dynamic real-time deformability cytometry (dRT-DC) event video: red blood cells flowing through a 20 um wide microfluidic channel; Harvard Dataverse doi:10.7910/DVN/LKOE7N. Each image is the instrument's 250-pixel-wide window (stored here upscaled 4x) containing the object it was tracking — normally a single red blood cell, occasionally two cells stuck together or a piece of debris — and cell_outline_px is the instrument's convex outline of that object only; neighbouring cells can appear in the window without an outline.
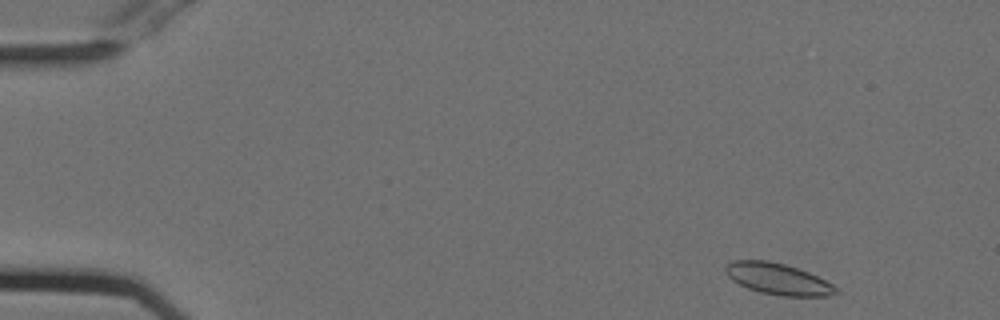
{"species": "Egyptian fruit bat (a non-hibernating species)", "species_latin": "Rousettus aegyptiacus", "temperature_condition": "cold", "stored_images_in_passage": 52, "camera_frame_rate_fps": 3000, "um_per_image_px": 0.085, "animal": {"sex": "female"}, "frame": {"image": 1, "passage_image": 2, "time_ms": 0.333, "image_size_px": [1000, 320], "cell_outline_px": [[840, 292], [828, 296], [780, 296], [760, 292], [748, 288], [732, 280], [728, 276], [724, 268], [732, 260], [768, 260], [784, 264], [808, 272], [840, 288]], "centroid_in_image_um": [66.14, 23.72], "position_along_channel_um": 18.9, "area_um2": 20.11}}
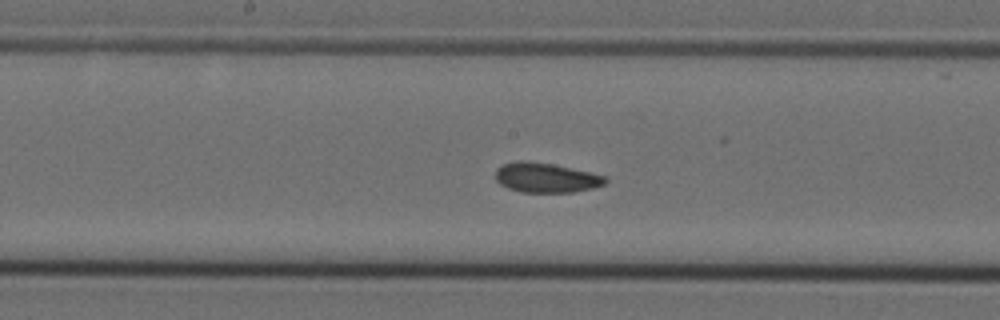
{"frame": {"image": 2, "passage_image": 25, "time_ms": 8.0, "image_size_px": [1000, 320], "cell_outline_px": [[608, 180], [604, 184], [592, 188], [572, 192], [520, 192], [508, 188], [500, 184], [496, 180], [496, 168], [504, 164], [516, 160], [524, 160], [552, 164], [588, 172], [604, 176]], "centroid_in_image_um": [46.36, 15.1], "position_along_channel_um": 201.8, "area_um2": 18.84}}
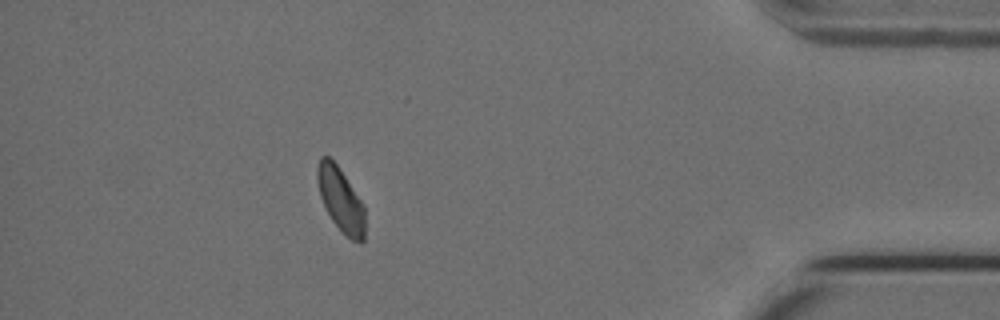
{"frame": {"image": 3, "passage_image": 45, "time_ms": 14.667, "image_size_px": [1000, 320], "cell_outline_px": [[364, 240], [360, 244], [352, 240], [332, 220], [320, 196], [316, 180], [316, 168], [320, 156], [328, 156], [336, 164], [364, 204]], "centroid_in_image_um": [28.94, 16.94], "position_along_channel_um": 406.3, "area_um2": 17.51}}